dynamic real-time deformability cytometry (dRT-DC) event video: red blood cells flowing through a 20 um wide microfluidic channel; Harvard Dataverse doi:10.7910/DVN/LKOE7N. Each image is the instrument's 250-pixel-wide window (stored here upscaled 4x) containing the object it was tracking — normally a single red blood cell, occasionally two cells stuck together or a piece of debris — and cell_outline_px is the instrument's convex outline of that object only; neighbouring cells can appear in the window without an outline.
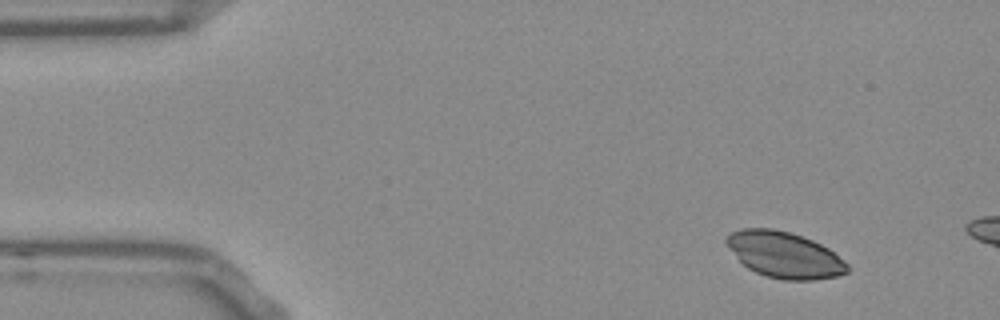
{"species": "Egyptian fruit bat (a non-hibernating species)", "species_latin": "Rousettus aegyptiacus", "temperature_condition": "room temperature", "stored_images_in_passage": 6, "camera_frame_rate_fps": 3000, "um_per_image_px": 0.085, "frame": {"image": 1, "passage_image": 1, "time_ms": 0.0, "image_size_px": [1000, 320], "cell_outline_px": [[848, 272], [836, 276], [816, 280], [784, 280], [764, 276], [748, 268], [736, 256], [724, 240], [724, 236], [740, 228], [772, 228], [788, 232], [812, 240], [828, 248], [844, 260], [848, 264]], "centroid_in_image_um": [66.67, 21.66], "position_along_channel_um": 18.3, "area_um2": 32.31}}